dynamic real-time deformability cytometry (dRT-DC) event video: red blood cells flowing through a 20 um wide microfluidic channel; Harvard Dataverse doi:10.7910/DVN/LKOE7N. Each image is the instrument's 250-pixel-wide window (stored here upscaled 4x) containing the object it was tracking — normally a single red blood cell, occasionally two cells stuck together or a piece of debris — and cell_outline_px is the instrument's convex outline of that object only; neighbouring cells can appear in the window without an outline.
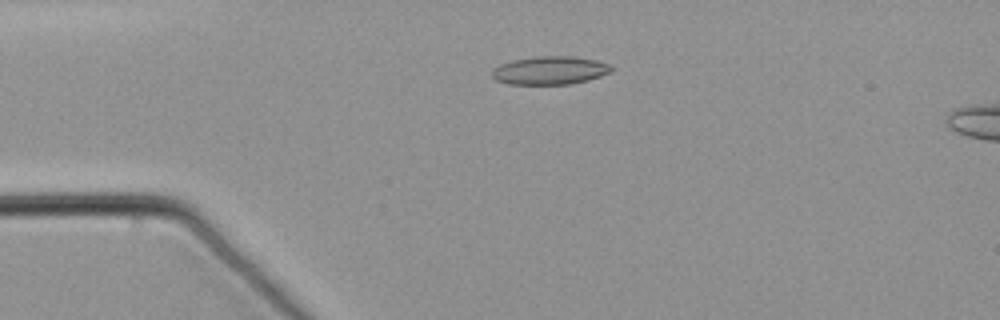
{"species": "common noctule bat (a hibernating species)", "species_latin": "Nyctalus noctula", "temperature_condition": "warm", "stored_images_in_passage": 59, "camera_frame_rate_fps": 3000, "um_per_image_px": 0.085, "animal": {"sex": "male", "body_mass_g": 21.5, "forearm_length_mm": 52.0}, "frame": {"image": 1, "passage_image": 14, "time_ms": 4.333, "image_size_px": [1000, 320], "cell_outline_px": [[612, 72], [588, 80], [572, 84], [508, 84], [496, 80], [492, 76], [492, 72], [500, 64], [512, 60], [540, 56], [572, 56], [596, 60], [608, 64], [612, 68]], "centroid_in_image_um": [46.76, 5.99], "position_along_channel_um": 38.2, "area_um2": 19.54}}
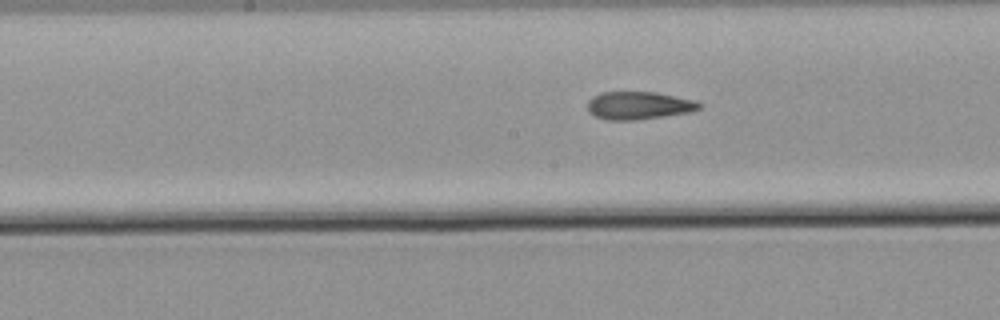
{"frame": {"image": 2, "passage_image": 30, "time_ms": 9.667, "image_size_px": [1000, 320], "cell_outline_px": [[700, 108], [688, 112], [636, 120], [604, 120], [592, 116], [588, 112], [588, 100], [592, 96], [600, 92], [656, 92], [696, 100], [700, 104]], "centroid_in_image_um": [54.22, 8.96], "position_along_channel_um": 194.0, "area_um2": 18.21}}
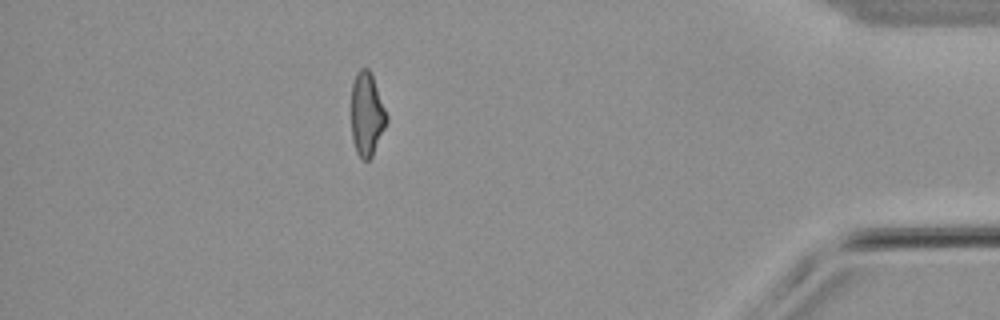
{"frame": {"image": 3, "passage_image": 52, "time_ms": 17.0, "image_size_px": [1000, 320], "cell_outline_px": [[388, 120], [372, 156], [368, 160], [364, 160], [356, 152], [352, 140], [352, 84], [356, 72], [360, 68], [368, 68], [372, 76], [388, 116]], "centroid_in_image_um": [31.18, 9.71], "position_along_channel_um": 404.0, "area_um2": 16.99}}